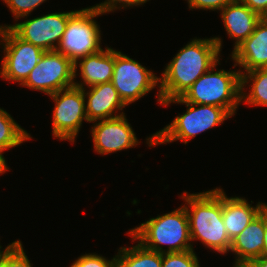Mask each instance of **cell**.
Returning a JSON list of instances; mask_svg holds the SVG:
<instances>
[{"instance_id": "obj_1", "label": "cell", "mask_w": 267, "mask_h": 267, "mask_svg": "<svg viewBox=\"0 0 267 267\" xmlns=\"http://www.w3.org/2000/svg\"><path fill=\"white\" fill-rule=\"evenodd\" d=\"M221 37L194 38L181 48L159 77L157 101L181 97L192 84L220 60Z\"/></svg>"}, {"instance_id": "obj_2", "label": "cell", "mask_w": 267, "mask_h": 267, "mask_svg": "<svg viewBox=\"0 0 267 267\" xmlns=\"http://www.w3.org/2000/svg\"><path fill=\"white\" fill-rule=\"evenodd\" d=\"M180 197L185 200L191 241L200 240L207 248L227 254L232 240L222 218V188L195 194L185 191Z\"/></svg>"}, {"instance_id": "obj_3", "label": "cell", "mask_w": 267, "mask_h": 267, "mask_svg": "<svg viewBox=\"0 0 267 267\" xmlns=\"http://www.w3.org/2000/svg\"><path fill=\"white\" fill-rule=\"evenodd\" d=\"M128 235L132 237V241L139 240L142 246L158 253L193 249L189 219L184 206L162 216L150 218L140 226L130 229ZM163 244L168 246L167 249H163Z\"/></svg>"}, {"instance_id": "obj_4", "label": "cell", "mask_w": 267, "mask_h": 267, "mask_svg": "<svg viewBox=\"0 0 267 267\" xmlns=\"http://www.w3.org/2000/svg\"><path fill=\"white\" fill-rule=\"evenodd\" d=\"M171 103L185 104L187 110L181 115L178 114L163 129L147 137L146 142L149 147L172 143L177 140L187 144L189 140L198 134L214 128L232 117L222 107L184 102L180 97L164 100L161 105L168 106Z\"/></svg>"}, {"instance_id": "obj_5", "label": "cell", "mask_w": 267, "mask_h": 267, "mask_svg": "<svg viewBox=\"0 0 267 267\" xmlns=\"http://www.w3.org/2000/svg\"><path fill=\"white\" fill-rule=\"evenodd\" d=\"M199 77L180 97L184 102L224 108L231 116L241 104V73L217 70V64ZM216 69V71L214 70Z\"/></svg>"}, {"instance_id": "obj_6", "label": "cell", "mask_w": 267, "mask_h": 267, "mask_svg": "<svg viewBox=\"0 0 267 267\" xmlns=\"http://www.w3.org/2000/svg\"><path fill=\"white\" fill-rule=\"evenodd\" d=\"M99 15L102 13L88 7L77 10L68 19L63 37L56 50L73 63L102 50L101 30L95 21V17Z\"/></svg>"}, {"instance_id": "obj_7", "label": "cell", "mask_w": 267, "mask_h": 267, "mask_svg": "<svg viewBox=\"0 0 267 267\" xmlns=\"http://www.w3.org/2000/svg\"><path fill=\"white\" fill-rule=\"evenodd\" d=\"M0 40L4 53L0 77L22 85L45 51L21 39L10 27L0 28Z\"/></svg>"}, {"instance_id": "obj_8", "label": "cell", "mask_w": 267, "mask_h": 267, "mask_svg": "<svg viewBox=\"0 0 267 267\" xmlns=\"http://www.w3.org/2000/svg\"><path fill=\"white\" fill-rule=\"evenodd\" d=\"M111 83L122 101L128 106L158 86L159 77L138 61L115 50V65Z\"/></svg>"}, {"instance_id": "obj_9", "label": "cell", "mask_w": 267, "mask_h": 267, "mask_svg": "<svg viewBox=\"0 0 267 267\" xmlns=\"http://www.w3.org/2000/svg\"><path fill=\"white\" fill-rule=\"evenodd\" d=\"M55 102L52 133L54 138L75 142L82 126L88 122L83 89L72 86L49 95Z\"/></svg>"}, {"instance_id": "obj_10", "label": "cell", "mask_w": 267, "mask_h": 267, "mask_svg": "<svg viewBox=\"0 0 267 267\" xmlns=\"http://www.w3.org/2000/svg\"><path fill=\"white\" fill-rule=\"evenodd\" d=\"M74 63L57 50L45 51L21 86L46 95L74 86Z\"/></svg>"}, {"instance_id": "obj_11", "label": "cell", "mask_w": 267, "mask_h": 267, "mask_svg": "<svg viewBox=\"0 0 267 267\" xmlns=\"http://www.w3.org/2000/svg\"><path fill=\"white\" fill-rule=\"evenodd\" d=\"M76 11L48 13L14 25H2L0 28L10 27L21 39L44 51H53L61 42L68 19Z\"/></svg>"}, {"instance_id": "obj_12", "label": "cell", "mask_w": 267, "mask_h": 267, "mask_svg": "<svg viewBox=\"0 0 267 267\" xmlns=\"http://www.w3.org/2000/svg\"><path fill=\"white\" fill-rule=\"evenodd\" d=\"M92 123L95 124L91 129V137L93 138L94 151L98 154L106 155L119 152L133 148L140 143L125 114Z\"/></svg>"}, {"instance_id": "obj_13", "label": "cell", "mask_w": 267, "mask_h": 267, "mask_svg": "<svg viewBox=\"0 0 267 267\" xmlns=\"http://www.w3.org/2000/svg\"><path fill=\"white\" fill-rule=\"evenodd\" d=\"M83 89L88 122L111 119L124 115L122 111L127 105L122 101L119 93L111 82L100 83ZM87 98V99H86ZM87 100V101H86ZM120 110V114H116Z\"/></svg>"}, {"instance_id": "obj_14", "label": "cell", "mask_w": 267, "mask_h": 267, "mask_svg": "<svg viewBox=\"0 0 267 267\" xmlns=\"http://www.w3.org/2000/svg\"><path fill=\"white\" fill-rule=\"evenodd\" d=\"M235 62L233 67H240V73L259 68H267V20L262 18L254 32L239 44L231 53ZM244 68V70H243Z\"/></svg>"}, {"instance_id": "obj_15", "label": "cell", "mask_w": 267, "mask_h": 267, "mask_svg": "<svg viewBox=\"0 0 267 267\" xmlns=\"http://www.w3.org/2000/svg\"><path fill=\"white\" fill-rule=\"evenodd\" d=\"M265 208L231 241L230 252L236 256L233 267H244L250 260L263 256Z\"/></svg>"}, {"instance_id": "obj_16", "label": "cell", "mask_w": 267, "mask_h": 267, "mask_svg": "<svg viewBox=\"0 0 267 267\" xmlns=\"http://www.w3.org/2000/svg\"><path fill=\"white\" fill-rule=\"evenodd\" d=\"M105 48L98 53L82 57L74 63V78H77V67H79L83 81L74 82V86L84 89L85 85L91 87L111 82L115 65V50L111 47Z\"/></svg>"}, {"instance_id": "obj_17", "label": "cell", "mask_w": 267, "mask_h": 267, "mask_svg": "<svg viewBox=\"0 0 267 267\" xmlns=\"http://www.w3.org/2000/svg\"><path fill=\"white\" fill-rule=\"evenodd\" d=\"M267 206L258 202L254 207L242 197H227L222 190V218L229 238L239 235Z\"/></svg>"}, {"instance_id": "obj_18", "label": "cell", "mask_w": 267, "mask_h": 267, "mask_svg": "<svg viewBox=\"0 0 267 267\" xmlns=\"http://www.w3.org/2000/svg\"><path fill=\"white\" fill-rule=\"evenodd\" d=\"M220 12L225 31L229 38L235 40L234 49L254 32L257 23L262 19L241 0L226 5Z\"/></svg>"}, {"instance_id": "obj_19", "label": "cell", "mask_w": 267, "mask_h": 267, "mask_svg": "<svg viewBox=\"0 0 267 267\" xmlns=\"http://www.w3.org/2000/svg\"><path fill=\"white\" fill-rule=\"evenodd\" d=\"M247 83V84H246ZM248 83H250L248 85ZM250 87L248 93L244 87ZM247 105L267 106V68L241 73V102Z\"/></svg>"}, {"instance_id": "obj_20", "label": "cell", "mask_w": 267, "mask_h": 267, "mask_svg": "<svg viewBox=\"0 0 267 267\" xmlns=\"http://www.w3.org/2000/svg\"><path fill=\"white\" fill-rule=\"evenodd\" d=\"M115 257L116 267H161L162 265V253L149 250L139 242L131 248H119Z\"/></svg>"}, {"instance_id": "obj_21", "label": "cell", "mask_w": 267, "mask_h": 267, "mask_svg": "<svg viewBox=\"0 0 267 267\" xmlns=\"http://www.w3.org/2000/svg\"><path fill=\"white\" fill-rule=\"evenodd\" d=\"M31 139L30 134L16 123L6 110L0 108V154L4 156L5 150Z\"/></svg>"}, {"instance_id": "obj_22", "label": "cell", "mask_w": 267, "mask_h": 267, "mask_svg": "<svg viewBox=\"0 0 267 267\" xmlns=\"http://www.w3.org/2000/svg\"><path fill=\"white\" fill-rule=\"evenodd\" d=\"M1 267H32L20 240L13 241L0 252Z\"/></svg>"}, {"instance_id": "obj_23", "label": "cell", "mask_w": 267, "mask_h": 267, "mask_svg": "<svg viewBox=\"0 0 267 267\" xmlns=\"http://www.w3.org/2000/svg\"><path fill=\"white\" fill-rule=\"evenodd\" d=\"M161 267H200L194 249L184 252L162 253Z\"/></svg>"}, {"instance_id": "obj_24", "label": "cell", "mask_w": 267, "mask_h": 267, "mask_svg": "<svg viewBox=\"0 0 267 267\" xmlns=\"http://www.w3.org/2000/svg\"><path fill=\"white\" fill-rule=\"evenodd\" d=\"M9 8L15 20L27 18L31 12L46 0H2Z\"/></svg>"}, {"instance_id": "obj_25", "label": "cell", "mask_w": 267, "mask_h": 267, "mask_svg": "<svg viewBox=\"0 0 267 267\" xmlns=\"http://www.w3.org/2000/svg\"><path fill=\"white\" fill-rule=\"evenodd\" d=\"M70 267H116V257L108 260L96 253L79 256Z\"/></svg>"}, {"instance_id": "obj_26", "label": "cell", "mask_w": 267, "mask_h": 267, "mask_svg": "<svg viewBox=\"0 0 267 267\" xmlns=\"http://www.w3.org/2000/svg\"><path fill=\"white\" fill-rule=\"evenodd\" d=\"M147 1L149 0H105L102 3L96 4L88 8L94 9L105 15L106 13L114 12L115 10L120 9L121 7L124 9L126 7L131 6H140L146 3Z\"/></svg>"}, {"instance_id": "obj_27", "label": "cell", "mask_w": 267, "mask_h": 267, "mask_svg": "<svg viewBox=\"0 0 267 267\" xmlns=\"http://www.w3.org/2000/svg\"><path fill=\"white\" fill-rule=\"evenodd\" d=\"M237 0H187L189 9L220 11Z\"/></svg>"}, {"instance_id": "obj_28", "label": "cell", "mask_w": 267, "mask_h": 267, "mask_svg": "<svg viewBox=\"0 0 267 267\" xmlns=\"http://www.w3.org/2000/svg\"><path fill=\"white\" fill-rule=\"evenodd\" d=\"M247 7L257 13L261 18L267 15V0H241Z\"/></svg>"}, {"instance_id": "obj_29", "label": "cell", "mask_w": 267, "mask_h": 267, "mask_svg": "<svg viewBox=\"0 0 267 267\" xmlns=\"http://www.w3.org/2000/svg\"><path fill=\"white\" fill-rule=\"evenodd\" d=\"M244 267H267V256L252 259Z\"/></svg>"}, {"instance_id": "obj_30", "label": "cell", "mask_w": 267, "mask_h": 267, "mask_svg": "<svg viewBox=\"0 0 267 267\" xmlns=\"http://www.w3.org/2000/svg\"><path fill=\"white\" fill-rule=\"evenodd\" d=\"M263 256H267V206L265 207V232H264Z\"/></svg>"}, {"instance_id": "obj_31", "label": "cell", "mask_w": 267, "mask_h": 267, "mask_svg": "<svg viewBox=\"0 0 267 267\" xmlns=\"http://www.w3.org/2000/svg\"><path fill=\"white\" fill-rule=\"evenodd\" d=\"M8 169L7 161L5 160L4 156L0 154V174L5 173L8 171Z\"/></svg>"}]
</instances>
